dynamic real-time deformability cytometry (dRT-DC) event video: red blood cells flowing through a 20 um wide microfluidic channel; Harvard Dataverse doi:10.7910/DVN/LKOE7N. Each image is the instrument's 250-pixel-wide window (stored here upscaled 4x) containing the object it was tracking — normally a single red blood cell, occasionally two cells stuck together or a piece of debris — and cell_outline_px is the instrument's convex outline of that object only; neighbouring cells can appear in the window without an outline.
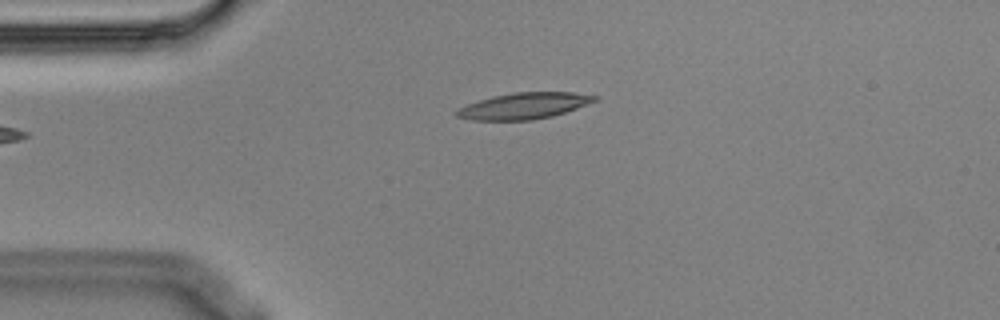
{"species": "Egyptian fruit bat (a non-hibernating species)", "species_latin": "Rousettus aegyptiacus", "temperature_condition": "cold", "stored_images_in_passage": 4, "camera_frame_rate_fps": 3000, "um_per_image_px": 0.085, "animal": {"sex": "male"}, "frame": {"image": 1, "passage_image": 4, "time_ms": 1.0, "image_size_px": [1000, 320], "cell_outline_px": [[600, 96], [596, 100], [576, 108], [552, 116], [532, 120], [472, 120], [456, 116], [452, 112], [468, 104], [492, 96], [516, 92], [572, 92]], "centroid_in_image_um": [44.52, 9.0], "position_along_channel_um": 40.5, "area_um2": 20.92}}